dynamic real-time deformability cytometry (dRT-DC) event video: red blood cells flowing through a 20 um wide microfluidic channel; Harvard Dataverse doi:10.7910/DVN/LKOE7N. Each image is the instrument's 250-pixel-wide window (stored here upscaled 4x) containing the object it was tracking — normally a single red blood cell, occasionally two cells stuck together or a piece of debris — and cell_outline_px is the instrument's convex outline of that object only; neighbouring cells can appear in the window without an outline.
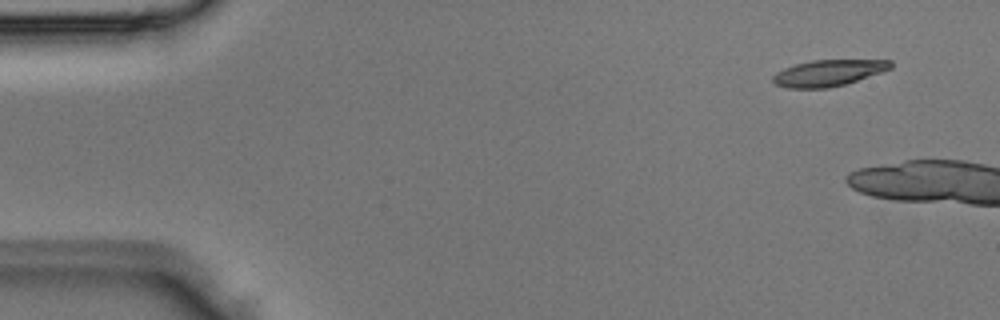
{"species": "Egyptian fruit bat (a non-hibernating species)", "species_latin": "Rousettus aegyptiacus", "temperature_condition": "room temperature", "stored_images_in_passage": 5, "camera_frame_rate_fps": 3000, "um_per_image_px": 0.085, "animal": {"sex": "male"}, "frame": {"image": 1, "passage_image": 1, "time_ms": 0.0, "image_size_px": [1000, 320], "cell_outline_px": [[892, 68], [844, 84], [828, 88], [788, 88], [776, 84], [772, 80], [772, 76], [776, 72], [784, 68], [796, 64], [812, 60], [892, 60]], "centroid_in_image_um": [70.38, 6.19], "position_along_channel_um": 14.6, "area_um2": 17.8}}